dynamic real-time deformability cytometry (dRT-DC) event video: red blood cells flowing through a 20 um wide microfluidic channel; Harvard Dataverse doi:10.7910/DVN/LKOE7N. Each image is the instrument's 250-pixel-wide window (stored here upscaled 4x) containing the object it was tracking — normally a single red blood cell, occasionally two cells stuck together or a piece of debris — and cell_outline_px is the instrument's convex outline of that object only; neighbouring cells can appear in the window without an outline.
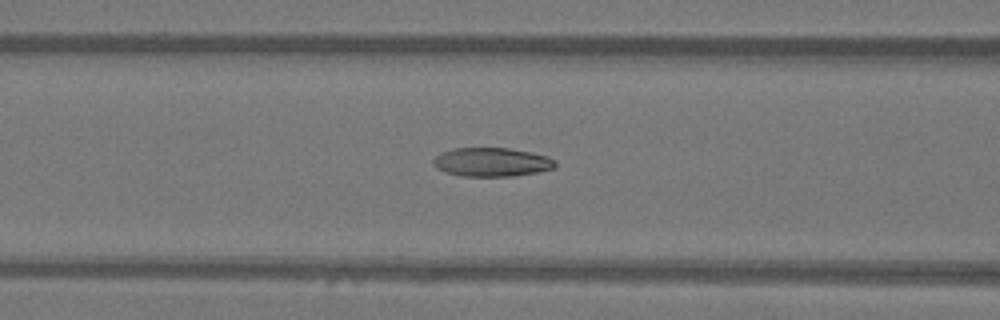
{"species": "Egyptian fruit bat (a non-hibernating species)", "species_latin": "Rousettus aegyptiacus", "temperature_condition": "warm", "stored_images_in_passage": 50, "camera_frame_rate_fps": 3000, "um_per_image_px": 0.085, "animal": {"sex": "female"}, "frame": {"image": 1, "passage_image": 20, "time_ms": 6.333, "image_size_px": [1000, 320], "cell_outline_px": [[556, 168], [540, 172], [512, 176], [460, 176], [444, 172], [436, 168], [432, 164], [432, 160], [440, 152], [452, 148], [508, 148], [548, 156], [556, 160]], "centroid_in_image_um": [41.78, 13.78], "position_along_channel_um": 124.8, "area_um2": 20.75}}
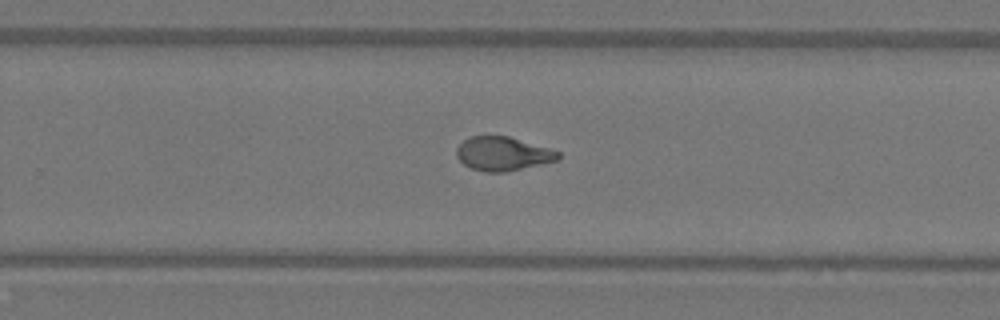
{"frame": {"image": 2, "passage_image": 32, "time_ms": 10.333, "image_size_px": [1000, 320], "cell_outline_px": [[560, 156], [556, 160], [540, 164], [504, 172], [484, 172], [472, 168], [464, 164], [456, 156], [456, 148], [468, 136], [508, 136], [548, 148], [560, 152]], "centroid_in_image_um": [42.7, 13.06], "position_along_channel_um": 287.1, "area_um2": 19.77}}
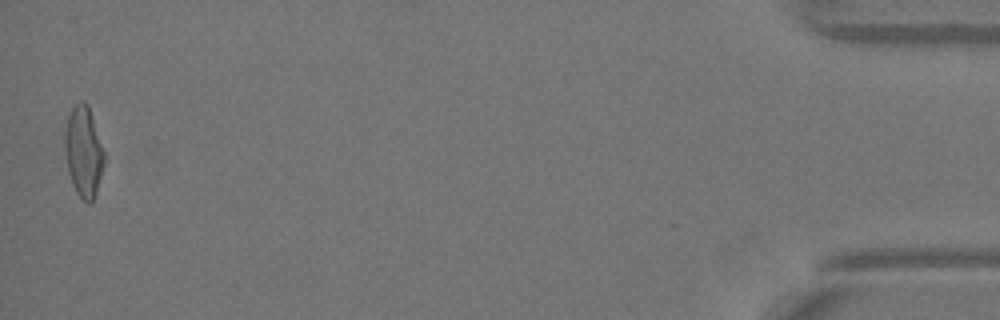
{"frame": {"image": 3, "passage_image": 49, "time_ms": 16.0, "image_size_px": [1000, 320], "cell_outline_px": [[104, 164], [96, 192], [92, 200], [88, 204], [76, 192], [72, 184], [64, 152], [64, 132], [68, 116], [72, 108], [80, 100], [84, 100], [88, 104], [104, 152]], "centroid_in_image_um": [7.09, 12.86], "position_along_channel_um": 428.1, "area_um2": 20.63}, "authors_computed_cell_mechanics": {"area_um2": 20.808, "velocity_mm_per_s": 4.067, "shape_relaxation_time_tau1_ms": 4.978, "shape_relaxation_time_tau2_ms": 1.4535, "deformation_change_tau1": 0.2048, "deformation_change_tau2": 0.0742}}